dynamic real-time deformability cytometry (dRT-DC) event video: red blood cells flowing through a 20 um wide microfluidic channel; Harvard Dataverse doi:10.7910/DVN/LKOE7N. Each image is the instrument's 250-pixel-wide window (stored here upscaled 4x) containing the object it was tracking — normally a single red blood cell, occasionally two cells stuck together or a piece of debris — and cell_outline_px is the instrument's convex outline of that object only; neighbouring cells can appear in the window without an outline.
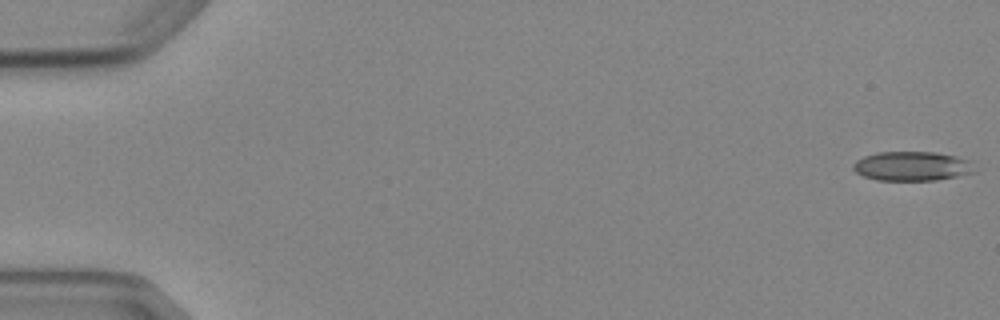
{"species": "Egyptian fruit bat (a non-hibernating species)", "species_latin": "Rousettus aegyptiacus", "temperature_condition": "cold", "stored_images_in_passage": 5, "camera_frame_rate_fps": 3000, "um_per_image_px": 0.085, "animal": {"sex": "female"}, "frame": {"image": 1, "passage_image": 1, "time_ms": 0.0, "image_size_px": [1000, 320], "cell_outline_px": [[976, 172], [936, 180], [876, 180], [864, 176], [856, 172], [852, 168], [852, 164], [856, 160], [864, 156], [876, 152], [936, 152], [956, 156], [972, 160]], "centroid_in_image_um": [77.54, 14.11], "position_along_channel_um": 7.5, "area_um2": 20.92}}
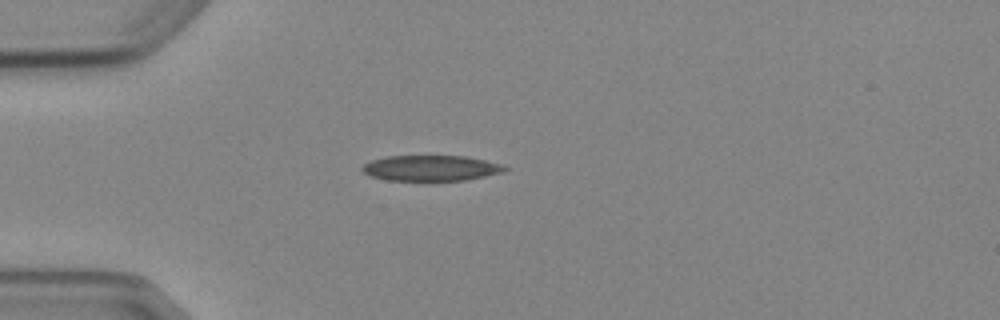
{"frame": {"image": 2, "passage_image": 5, "time_ms": 4.667, "image_size_px": [1000, 320], "cell_outline_px": [[508, 168], [504, 172], [464, 180], [388, 180], [372, 176], [364, 172], [360, 168], [364, 164], [372, 160], [388, 156], [464, 156], [484, 160], [500, 164]], "centroid_in_image_um": [36.62, 14.28], "position_along_channel_um": 48.4, "area_um2": 20.92}}